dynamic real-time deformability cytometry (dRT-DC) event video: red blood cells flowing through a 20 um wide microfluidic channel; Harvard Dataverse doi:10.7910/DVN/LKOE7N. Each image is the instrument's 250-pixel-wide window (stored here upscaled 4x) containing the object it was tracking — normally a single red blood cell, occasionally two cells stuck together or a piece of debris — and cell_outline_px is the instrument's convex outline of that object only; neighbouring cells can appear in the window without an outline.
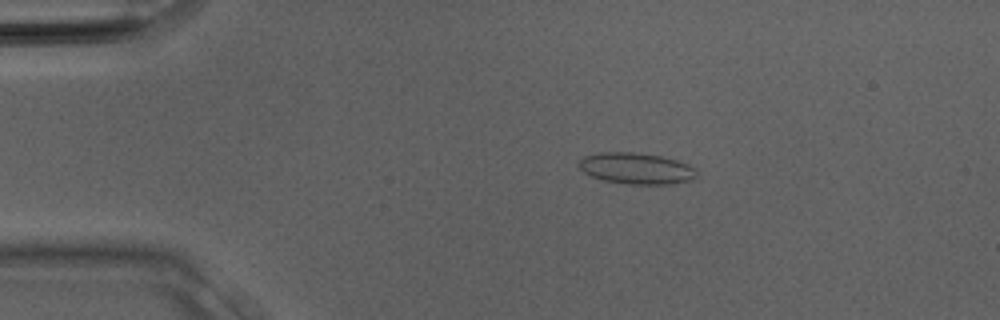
{"species": "Egyptian fruit bat (a non-hibernating species)", "species_latin": "Rousettus aegyptiacus", "temperature_condition": "room temperature", "stored_images_in_passage": 30, "camera_frame_rate_fps": 3000, "um_per_image_px": 0.085, "animal": {"sex": "male"}, "frame": {"image": 1, "passage_image": 4, "time_ms": 1.0, "image_size_px": [1000, 320], "cell_outline_px": [[696, 176], [692, 180], [672, 184], [628, 184], [604, 180], [592, 176], [584, 172], [580, 168], [580, 160], [584, 156], [600, 152], [632, 152], [660, 156], [676, 160], [688, 164], [696, 168]], "centroid_in_image_um": [54.11, 14.32], "position_along_channel_um": 30.9, "area_um2": 21.33}}
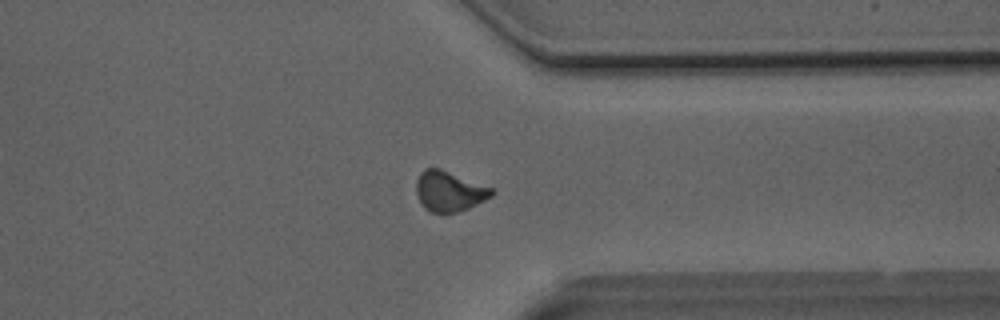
{"frame": {"image": 2, "passage_image": 23, "time_ms": 7.333, "image_size_px": [1000, 320], "cell_outline_px": [[496, 192], [492, 196], [468, 208], [456, 212], [428, 212], [424, 208], [416, 192], [416, 180], [420, 172], [424, 168], [440, 168], [492, 188]], "centroid_in_image_um": [38.16, 16.24], "position_along_channel_um": 373.2, "area_um2": 17.57}}
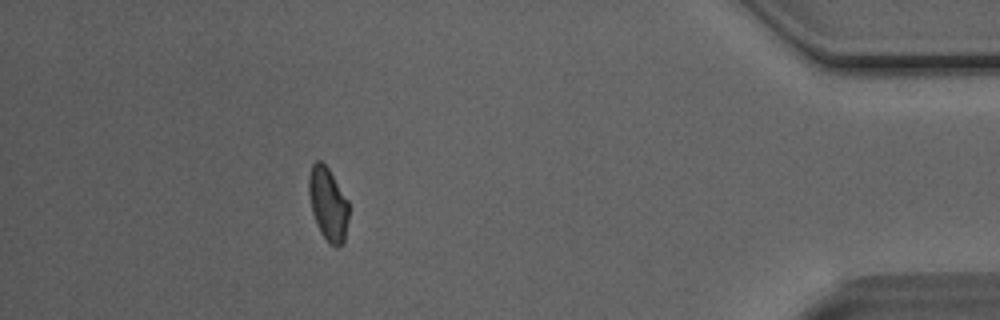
{"frame": {"image": 3, "passage_image": 27, "time_ms": 8.667, "image_size_px": [1000, 320], "cell_outline_px": [[348, 220], [344, 244], [336, 248], [328, 244], [320, 232], [316, 224], [312, 212], [308, 192], [308, 176], [312, 164], [316, 160], [320, 160], [328, 168], [348, 200]], "centroid_in_image_um": [27.88, 17.38], "position_along_channel_um": 407.3, "area_um2": 17.34}}